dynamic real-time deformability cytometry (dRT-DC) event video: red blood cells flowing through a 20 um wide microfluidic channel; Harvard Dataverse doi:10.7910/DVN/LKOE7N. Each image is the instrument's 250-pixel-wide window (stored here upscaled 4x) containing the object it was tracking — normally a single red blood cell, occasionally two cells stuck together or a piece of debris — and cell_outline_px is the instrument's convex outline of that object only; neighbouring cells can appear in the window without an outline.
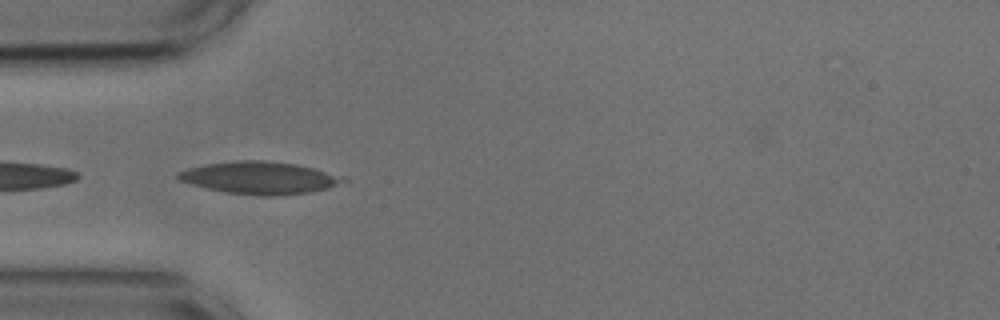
{"species": "common noctule bat (a hibernating species)", "species_latin": "Nyctalus noctula", "temperature_condition": "cold", "stored_images_in_passage": 17, "camera_frame_rate_fps": 3000, "um_per_image_px": 0.085, "animal": {"sex": "male", "body_mass_g": 17.9, "forearm_length_mm": 54.2}, "frame": {"image": 1, "passage_image": 15, "time_ms": 4.667, "image_size_px": [1000, 320], "cell_outline_px": [[348, 180], [328, 188], [312, 192], [280, 196], [260, 196], [228, 192], [204, 188], [176, 180], [176, 172], [188, 168], [204, 164], [236, 160], [268, 160], [296, 164], [344, 176]], "centroid_in_image_um": [22.03, 15.11], "position_along_channel_um": 63.0, "area_um2": 31.5}}